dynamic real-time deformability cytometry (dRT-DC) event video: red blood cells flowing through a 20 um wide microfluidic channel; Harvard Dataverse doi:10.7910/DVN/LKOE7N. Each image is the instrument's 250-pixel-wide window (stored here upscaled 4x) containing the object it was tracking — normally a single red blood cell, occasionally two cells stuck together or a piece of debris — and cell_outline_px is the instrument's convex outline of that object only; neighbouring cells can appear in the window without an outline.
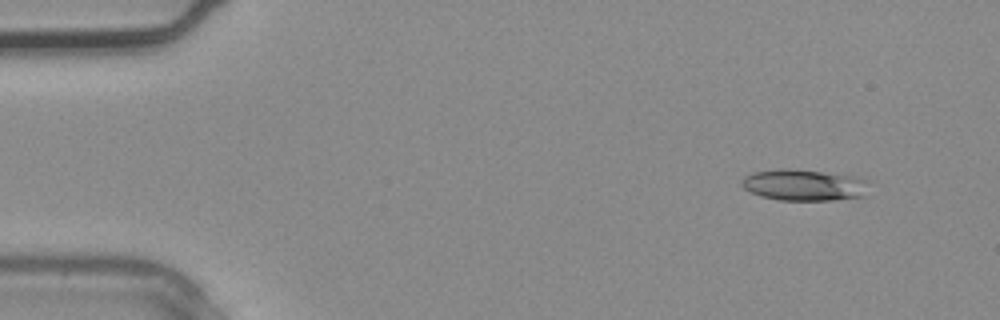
{"species": "common noctule bat (a hibernating species)", "species_latin": "Nyctalus noctula", "temperature_condition": "warm", "stored_images_in_passage": 4, "camera_frame_rate_fps": 3000, "um_per_image_px": 0.085, "animal": {"sex": "male", "body_mass_g": 20.4}, "frame": {"image": 1, "passage_image": 2, "time_ms": 0.333, "image_size_px": [1000, 320], "cell_outline_px": [[868, 180], [864, 196], [832, 200], [780, 200], [760, 196], [744, 188], [740, 184], [740, 180], [744, 176], [752, 172], [780, 168], [788, 168], [852, 176]], "centroid_in_image_um": [68.27, 15.72], "position_along_channel_um": 16.7, "area_um2": 23.12}}